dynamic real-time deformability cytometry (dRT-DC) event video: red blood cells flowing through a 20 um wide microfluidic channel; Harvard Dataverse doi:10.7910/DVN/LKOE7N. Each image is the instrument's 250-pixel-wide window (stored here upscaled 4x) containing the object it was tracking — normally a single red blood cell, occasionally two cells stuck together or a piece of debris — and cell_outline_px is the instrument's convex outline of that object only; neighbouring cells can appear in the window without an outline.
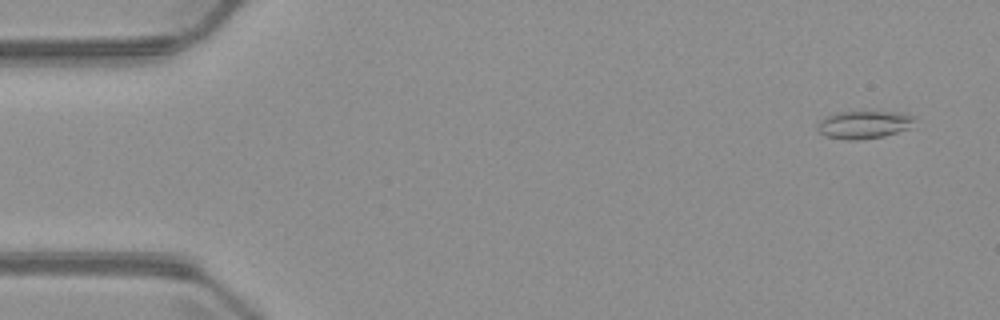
{"species": "common noctule bat (a hibernating species)", "species_latin": "Nyctalus noctula", "temperature_condition": "warm", "stored_images_in_passage": 5, "camera_frame_rate_fps": 3000, "um_per_image_px": 0.085, "animal": {"sex": "male", "body_mass_g": 23.1, "forearm_length_mm": 52.7}, "frame": {"image": 1, "passage_image": 1, "time_ms": 0.0, "image_size_px": [1000, 320], "cell_outline_px": [[916, 116], [912, 128], [884, 136], [860, 140], [844, 140], [828, 136], [820, 132], [816, 128], [816, 124], [824, 116], [836, 112], [900, 112]], "centroid_in_image_um": [73.45, 10.59], "position_along_channel_um": 11.5, "area_um2": 16.01}}